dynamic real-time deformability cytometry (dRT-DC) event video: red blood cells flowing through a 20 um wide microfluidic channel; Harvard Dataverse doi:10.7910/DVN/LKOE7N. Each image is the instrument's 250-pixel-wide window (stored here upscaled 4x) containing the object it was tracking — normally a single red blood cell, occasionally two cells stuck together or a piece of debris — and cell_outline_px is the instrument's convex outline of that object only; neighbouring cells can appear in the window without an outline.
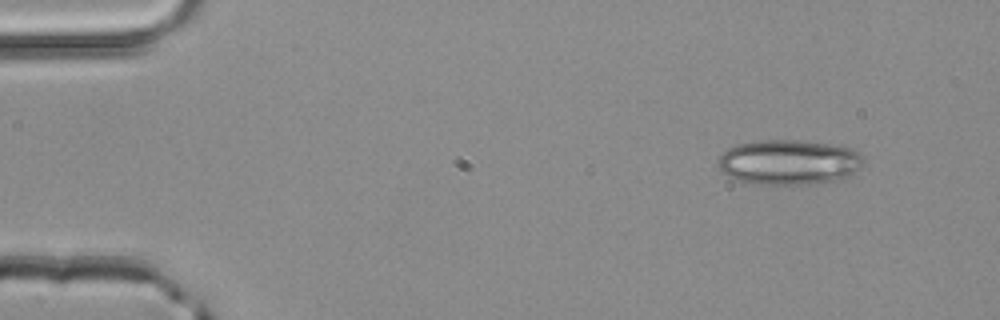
{"species": "common noctule bat (a hibernating species)", "species_latin": "Nyctalus noctula", "temperature_condition": "room temperature", "stored_images_in_passage": 3, "camera_frame_rate_fps": 3000, "um_per_image_px": 0.085, "animal": {"sex": "male", "body_mass_g": 20.4}, "frame": {"image": 1, "passage_image": 1, "time_ms": 0.0, "image_size_px": [1000, 320], "cell_outline_px": [[864, 160], [848, 176], [840, 180], [808, 184], [760, 184], [736, 180], [728, 176], [720, 168], [720, 156], [728, 148], [736, 144], [752, 140], [804, 140], [844, 144], [864, 156]], "centroid_in_image_um": [67.09, 13.75], "position_along_channel_um": 17.9, "area_um2": 38.44}}